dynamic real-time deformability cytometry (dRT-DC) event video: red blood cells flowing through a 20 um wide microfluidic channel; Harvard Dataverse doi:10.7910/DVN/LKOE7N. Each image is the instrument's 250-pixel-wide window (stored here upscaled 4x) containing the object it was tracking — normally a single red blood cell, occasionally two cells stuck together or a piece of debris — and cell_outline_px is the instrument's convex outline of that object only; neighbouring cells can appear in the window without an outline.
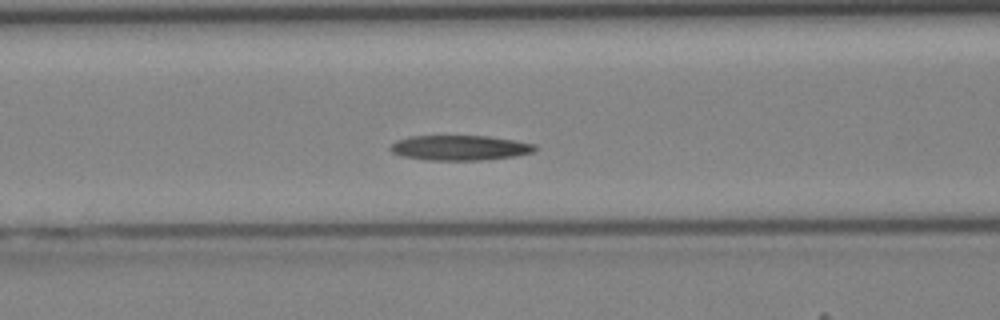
{"species": "Egyptian fruit bat (a non-hibernating species)", "species_latin": "Rousettus aegyptiacus", "temperature_condition": "cold", "stored_images_in_passage": 43, "camera_frame_rate_fps": 3000, "um_per_image_px": 0.085, "animal": {"sex": "female"}, "frame": {"image": 1, "passage_image": 18, "time_ms": 5.667, "image_size_px": [1000, 320], "cell_outline_px": [[536, 148], [532, 152], [512, 156], [480, 160], [428, 160], [400, 156], [392, 152], [388, 148], [396, 140], [408, 136], [488, 136], [536, 144]], "centroid_in_image_um": [39.01, 12.56], "position_along_channel_um": 127.6, "area_um2": 20.98}}
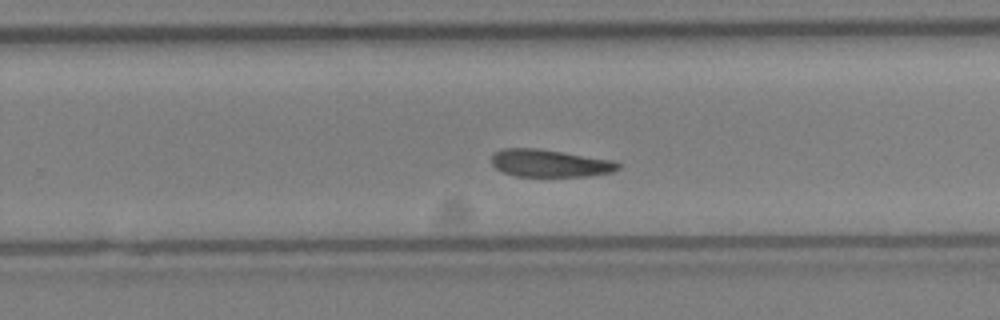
{"frame": {"image": 2, "passage_image": 28, "time_ms": 9.0, "image_size_px": [1000, 320], "cell_outline_px": [[620, 168], [612, 172], [588, 176], [516, 176], [504, 172], [496, 168], [492, 164], [492, 156], [496, 152], [504, 148], [536, 148], [612, 160], [620, 164]], "centroid_in_image_um": [46.73, 13.88], "position_along_channel_um": 283.1, "area_um2": 20.0}}
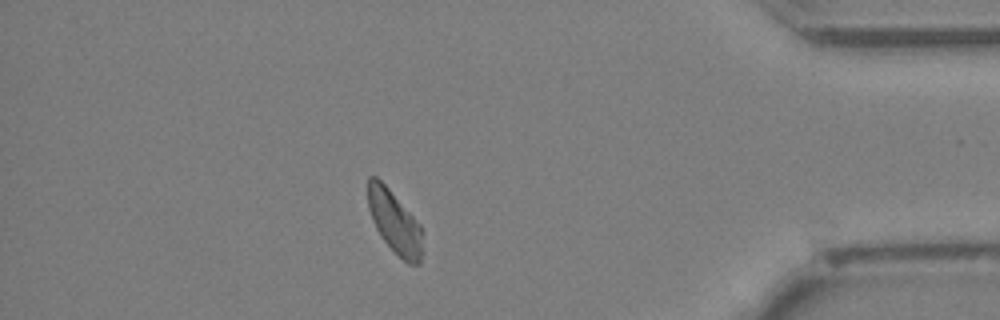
{"frame": {"image": 3, "passage_image": 38, "time_ms": 12.333, "image_size_px": [1000, 320], "cell_outline_px": [[424, 252], [420, 264], [408, 264], [380, 236], [372, 220], [368, 208], [368, 176], [376, 176], [388, 188], [420, 224]], "centroid_in_image_um": [33.56, 18.9], "position_along_channel_um": 401.6, "area_um2": 19.83}}